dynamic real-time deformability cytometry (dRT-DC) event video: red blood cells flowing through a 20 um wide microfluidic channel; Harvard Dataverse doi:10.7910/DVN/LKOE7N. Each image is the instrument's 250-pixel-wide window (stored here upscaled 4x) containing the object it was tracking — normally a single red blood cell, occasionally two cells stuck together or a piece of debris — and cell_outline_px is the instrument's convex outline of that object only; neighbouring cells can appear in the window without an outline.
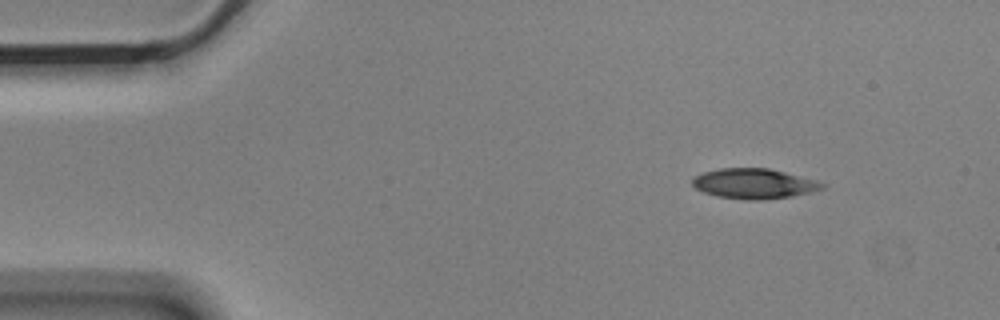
{"species": "Egyptian fruit bat (a non-hibernating species)", "species_latin": "Rousettus aegyptiacus", "temperature_condition": "cold", "stored_images_in_passage": 4, "camera_frame_rate_fps": 3000, "um_per_image_px": 0.085, "animal": {"sex": "male"}, "frame": {"image": 1, "passage_image": 1, "time_ms": 0.0, "image_size_px": [1000, 320], "cell_outline_px": [[824, 188], [812, 192], [792, 196], [760, 200], [744, 200], [716, 196], [704, 192], [696, 188], [692, 184], [692, 180], [696, 176], [704, 172], [720, 168], [768, 168], [816, 180], [824, 184]], "centroid_in_image_um": [64.09, 15.61], "position_along_channel_um": 20.9, "area_um2": 22.66}}
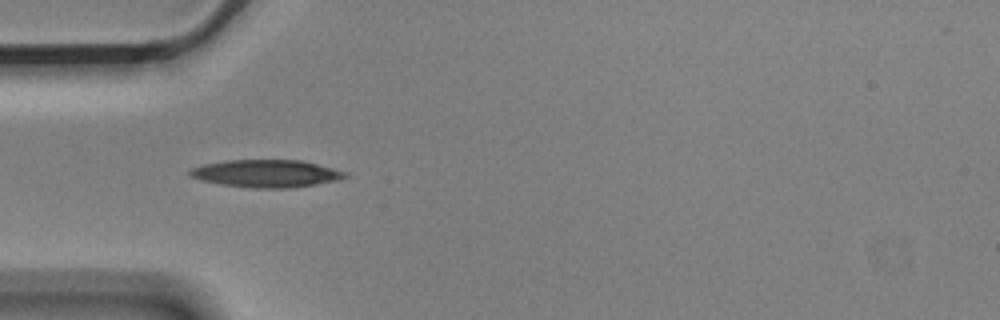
{"frame": {"image": 2, "passage_image": 3, "time_ms": 0.667, "image_size_px": [1000, 320], "cell_outline_px": [[348, 176], [336, 180], [292, 188], [252, 188], [220, 184], [200, 180], [188, 176], [188, 172], [192, 168], [204, 164], [228, 160], [300, 160], [348, 172]], "centroid_in_image_um": [22.6, 14.75], "position_along_channel_um": 62.4, "area_um2": 24.8}}
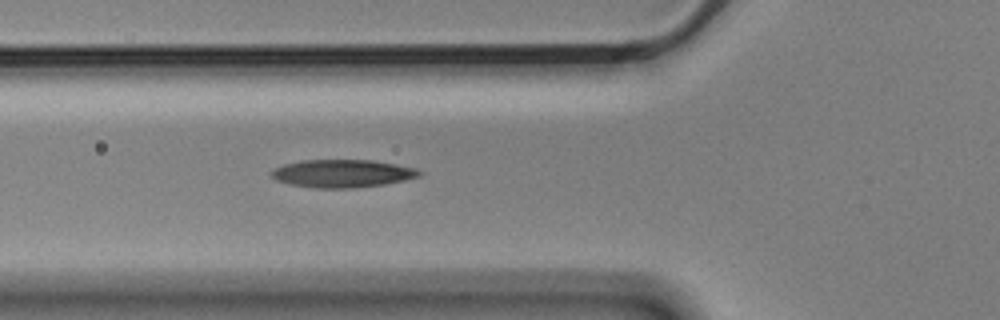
{"frame": {"image": 3, "passage_image": 4, "time_ms": 1.0, "image_size_px": [1000, 320], "cell_outline_px": [[424, 172], [420, 176], [404, 180], [384, 184], [356, 188], [316, 188], [292, 184], [276, 180], [272, 176], [272, 172], [276, 168], [284, 164], [300, 160], [372, 160], [396, 164], [416, 168]], "centroid_in_image_um": [29.15, 14.74], "position_along_channel_um": 96.7, "area_um2": 23.93}}